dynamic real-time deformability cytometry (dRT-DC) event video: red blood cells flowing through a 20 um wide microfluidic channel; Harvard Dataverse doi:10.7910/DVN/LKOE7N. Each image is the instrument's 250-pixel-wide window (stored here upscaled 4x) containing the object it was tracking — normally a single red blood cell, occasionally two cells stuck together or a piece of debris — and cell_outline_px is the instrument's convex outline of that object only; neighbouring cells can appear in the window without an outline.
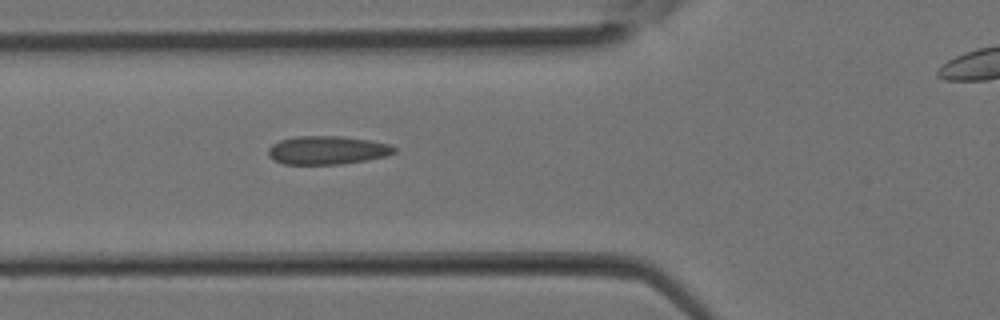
{"species": "Egyptian fruit bat (a non-hibernating species)", "species_latin": "Rousettus aegyptiacus", "temperature_condition": "room temperature", "stored_images_in_passage": 3, "camera_frame_rate_fps": 3000, "um_per_image_px": 0.085, "animal": {"sex": "female"}, "frame": {"image": 1, "passage_image": 2, "time_ms": 0.333, "image_size_px": [1000, 320], "cell_outline_px": [[396, 152], [388, 156], [340, 164], [284, 164], [272, 160], [268, 156], [268, 148], [272, 144], [280, 140], [296, 136], [340, 136], [368, 140], [388, 144], [396, 148]], "centroid_in_image_um": [27.78, 12.77], "position_along_channel_um": 98.0, "area_um2": 20.87}}